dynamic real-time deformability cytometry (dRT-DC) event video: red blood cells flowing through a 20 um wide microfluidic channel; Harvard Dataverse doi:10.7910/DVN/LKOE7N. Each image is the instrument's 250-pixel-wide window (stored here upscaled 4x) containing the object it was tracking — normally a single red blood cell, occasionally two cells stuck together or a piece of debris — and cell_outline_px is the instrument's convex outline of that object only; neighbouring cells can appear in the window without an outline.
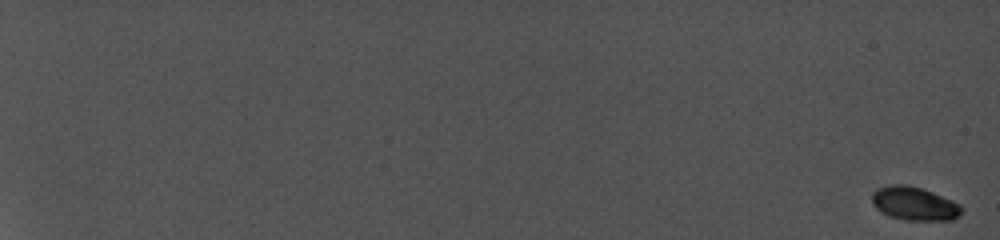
{"species": "common noctule bat (a hibernating species)", "species_latin": "Nyctalus noctula", "temperature_condition": "cold", "stored_images_in_passage": 97, "camera_frame_rate_fps": 5000, "um_per_image_px": 0.085, "animal": {"sex": "female", "body_mass_g": 19.0, "forearm_length_mm": 56.7}, "frame": {"image": 1, "passage_image": 1, "time_ms": 0.0, "image_size_px": [1000, 240], "cell_outline_px": [[964, 208], [960, 216], [952, 220], [904, 220], [888, 216], [880, 212], [872, 204], [872, 192], [876, 188], [892, 184], [908, 184], [932, 192], [952, 200], [960, 204]], "centroid_in_image_um": [77.71, 17.31], "position_along_channel_um": 7.3, "area_um2": 17.8}}
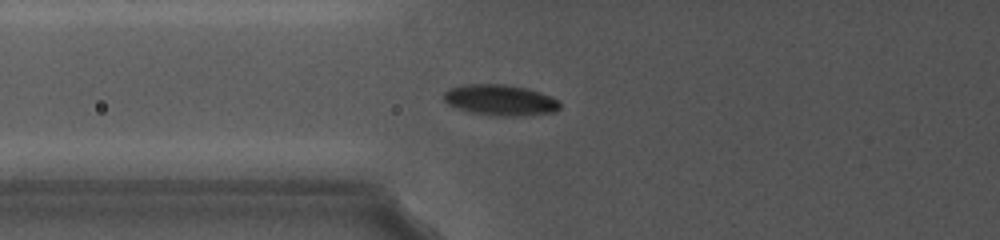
{"frame": {"image": 2, "passage_image": 51, "time_ms": 9.8, "image_size_px": [1000, 240], "cell_outline_px": [[560, 108], [552, 112], [520, 116], [500, 116], [472, 112], [456, 108], [448, 104], [444, 100], [444, 92], [452, 88], [468, 84], [504, 84], [524, 88], [548, 96], [556, 100], [560, 104]], "centroid_in_image_um": [42.48, 8.51], "position_along_channel_um": 83.3, "area_um2": 20.35}}
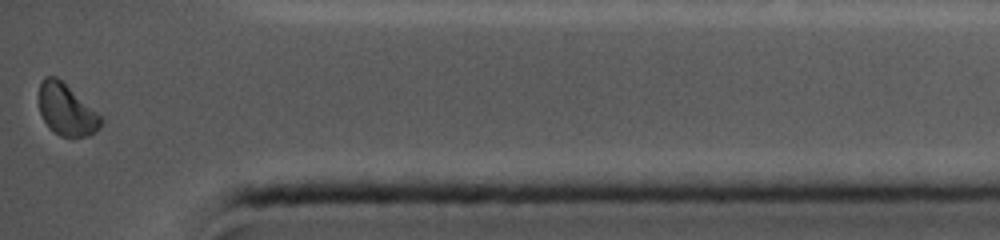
{"frame": {"image": 3, "passage_image": 97, "time_ms": 19.0, "image_size_px": [1000, 240], "cell_outline_px": [[104, 120], [100, 128], [96, 132], [88, 136], [60, 136], [48, 128], [40, 112], [40, 84], [44, 76], [56, 76], [96, 112]], "centroid_in_image_um": [5.65, 9.36], "position_along_channel_um": 429.6, "area_um2": 18.21}, "authors_computed_cell_mechanics": {"area_um2": 18.7272, "velocity_mm_per_s": 3.8521, "shape_relaxation_time_tau1_ms": 1.4997, "shape_relaxation_time_tau2_ms": null, "deformation_change_tau1": 0.0884, "deformation_change_tau2": null}}